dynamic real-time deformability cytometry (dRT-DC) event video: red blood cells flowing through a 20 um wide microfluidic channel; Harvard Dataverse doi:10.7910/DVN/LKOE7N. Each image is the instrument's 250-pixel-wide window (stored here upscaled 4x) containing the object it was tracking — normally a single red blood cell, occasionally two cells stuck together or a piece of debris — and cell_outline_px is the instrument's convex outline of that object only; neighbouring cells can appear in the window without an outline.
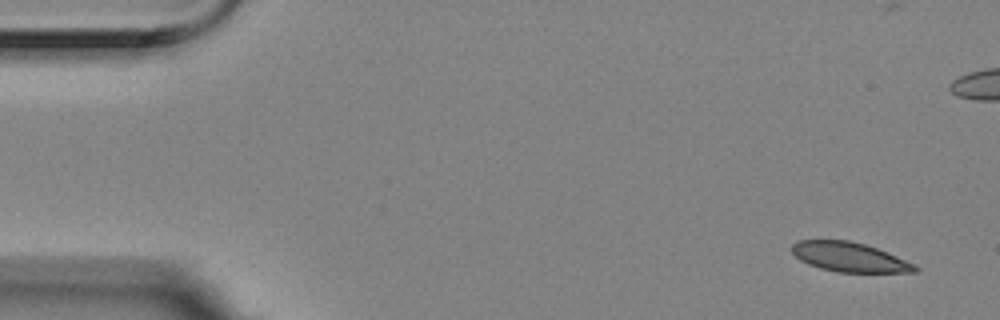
{"species": "Egyptian fruit bat (a non-hibernating species)", "species_latin": "Rousettus aegyptiacus", "temperature_condition": "room temperature", "stored_images_in_passage": 7, "segment_of_instrument_passage": [1, 2], "camera_frame_rate_fps": 3000, "um_per_image_px": 0.085, "animal": {"sex": "female"}, "frame": {"image": 1, "passage_image": 1, "time_ms": 0.0, "image_size_px": [1000, 320], "cell_outline_px": [[920, 268], [916, 272], [836, 272], [820, 268], [808, 264], [800, 260], [792, 252], [792, 244], [796, 240], [848, 240], [864, 244], [888, 252], [916, 264]], "centroid_in_image_um": [72.22, 21.85], "position_along_channel_um": 12.8, "area_um2": 21.21}}
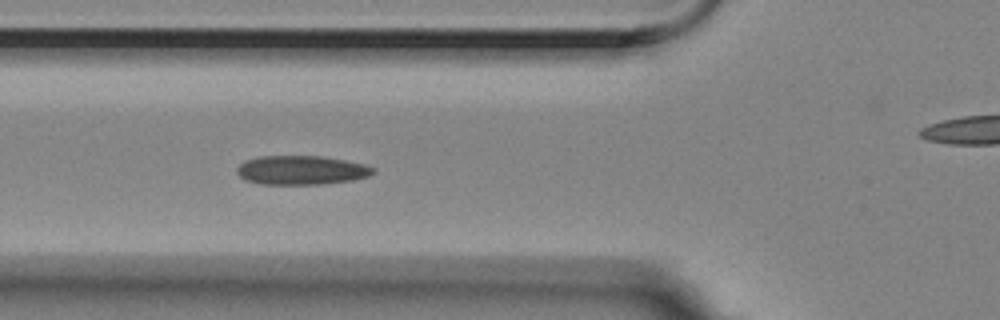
{"frame": {"image": 2, "passage_image": 6, "time_ms": 1.667, "image_size_px": [1000, 320], "cell_outline_px": [[376, 172], [368, 176], [352, 180], [324, 184], [260, 184], [244, 180], [236, 172], [236, 168], [240, 164], [248, 160], [260, 156], [320, 156], [344, 160], [364, 164], [376, 168]], "centroid_in_image_um": [25.62, 14.47], "position_along_channel_um": 100.2, "area_um2": 23.06}}